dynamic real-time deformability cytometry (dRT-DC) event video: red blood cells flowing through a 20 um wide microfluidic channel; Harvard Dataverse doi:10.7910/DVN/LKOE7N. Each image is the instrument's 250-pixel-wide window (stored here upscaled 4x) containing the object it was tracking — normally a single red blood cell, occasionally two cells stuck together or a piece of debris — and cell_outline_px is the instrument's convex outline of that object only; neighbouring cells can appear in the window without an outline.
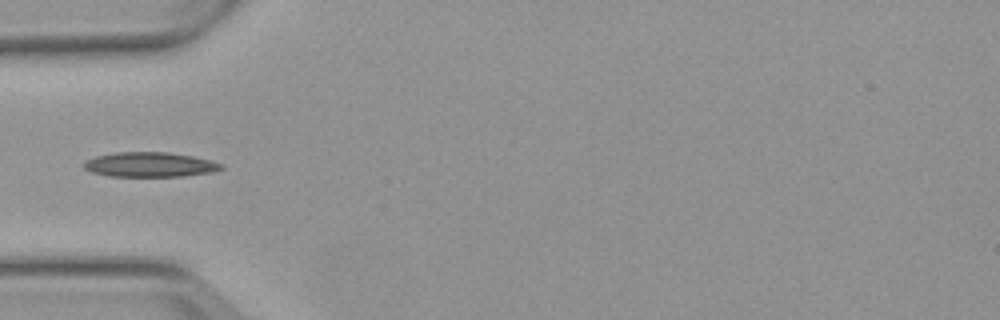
{"species": "Egyptian fruit bat (a non-hibernating species)", "species_latin": "Rousettus aegyptiacus", "temperature_condition": "warm", "stored_images_in_passage": 4, "camera_frame_rate_fps": 3000, "um_per_image_px": 0.085, "animal": {"sex": "female"}, "frame": {"image": 1, "passage_image": 3, "time_ms": 3.0, "image_size_px": [1000, 320], "cell_outline_px": [[224, 168], [212, 172], [184, 176], [108, 176], [92, 172], [84, 168], [84, 164], [88, 160], [96, 156], [116, 152], [168, 152], [192, 156], [212, 160], [224, 164]], "centroid_in_image_um": [12.79, 13.99], "position_along_channel_um": 72.2, "area_um2": 19.77}}
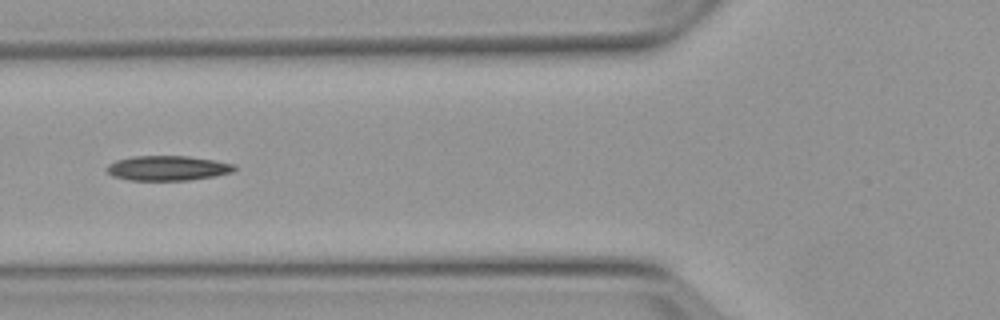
{"frame": {"image": 2, "passage_image": 4, "time_ms": 4.0, "image_size_px": [1000, 320], "cell_outline_px": [[236, 168], [232, 172], [212, 176], [188, 180], [128, 180], [112, 176], [108, 172], [108, 164], [116, 160], [132, 156], [188, 156], [236, 164]], "centroid_in_image_um": [14.23, 14.29], "position_along_channel_um": 111.6, "area_um2": 18.32}}